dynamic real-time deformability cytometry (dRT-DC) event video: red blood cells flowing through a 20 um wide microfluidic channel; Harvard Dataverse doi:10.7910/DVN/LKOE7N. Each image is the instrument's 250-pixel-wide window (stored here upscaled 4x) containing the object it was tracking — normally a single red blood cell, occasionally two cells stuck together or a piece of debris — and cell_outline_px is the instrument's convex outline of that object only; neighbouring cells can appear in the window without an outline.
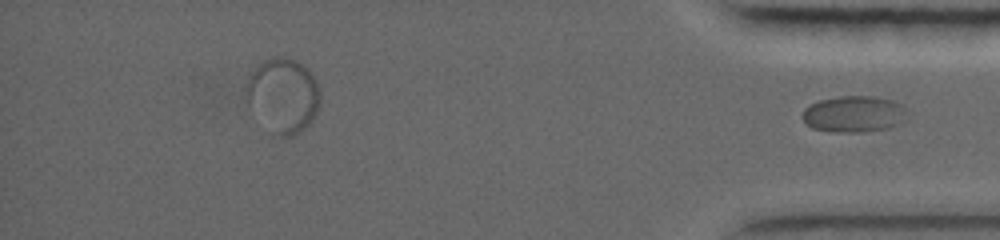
{"species": "common noctule bat (a hibernating species)", "species_latin": "Nyctalus noctula", "temperature_condition": "warm", "stored_images_in_passage": 69, "segment_of_instrument_passage": [2, 2], "camera_frame_rate_fps": 5000, "um_per_image_px": 0.085, "animal": {"sex": "female", "body_mass_g": 19.0, "forearm_length_mm": 56.7}, "frame": {"image": 1, "passage_image": 69, "time_ms": 13.4, "image_size_px": [1000, 240], "cell_outline_px": [[912, 116], [908, 120], [900, 124], [888, 128], [860, 132], [836, 132], [812, 128], [800, 116], [804, 108], [820, 100], [840, 96], [876, 96], [892, 100], [900, 104]], "centroid_in_image_um": [72.65, 9.69], "position_along_channel_um": 362.6, "area_um2": 22.54}}